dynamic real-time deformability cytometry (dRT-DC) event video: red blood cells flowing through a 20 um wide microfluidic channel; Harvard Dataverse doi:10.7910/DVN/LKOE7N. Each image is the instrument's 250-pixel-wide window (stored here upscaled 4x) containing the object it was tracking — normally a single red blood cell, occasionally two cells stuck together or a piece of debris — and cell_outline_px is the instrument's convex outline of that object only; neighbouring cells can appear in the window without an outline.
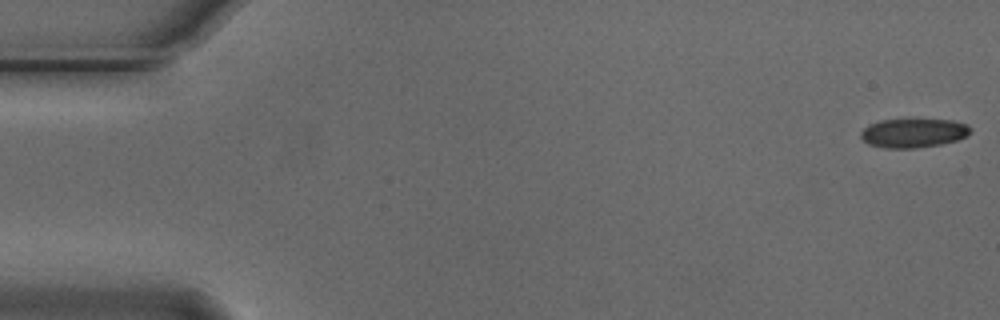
{"species": "Egyptian fruit bat (a non-hibernating species)", "species_latin": "Rousettus aegyptiacus", "temperature_condition": "cold", "stored_images_in_passage": 6, "camera_frame_rate_fps": 3000, "um_per_image_px": 0.085, "animal": {"sex": "male"}, "frame": {"image": 1, "passage_image": 1, "time_ms": 0.0, "image_size_px": [1000, 320], "cell_outline_px": [[972, 132], [968, 136], [956, 140], [940, 144], [916, 148], [884, 148], [868, 144], [860, 136], [860, 132], [868, 124], [880, 120], [908, 116], [952, 120], [968, 124], [972, 128]], "centroid_in_image_um": [77.66, 11.24], "position_along_channel_um": 7.3, "area_um2": 19.65}}
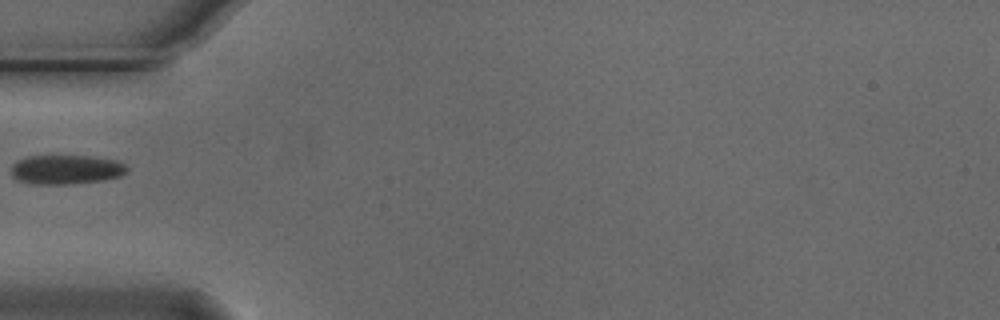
{"frame": {"image": 2, "passage_image": 5, "time_ms": 1.333, "image_size_px": [1000, 320], "cell_outline_px": [[128, 168], [120, 176], [100, 180], [64, 184], [32, 184], [16, 180], [12, 176], [12, 164], [16, 160], [28, 156], [88, 156], [116, 160], [124, 164]], "centroid_in_image_um": [5.55, 14.4], "position_along_channel_um": 79.4, "area_um2": 19.59}}
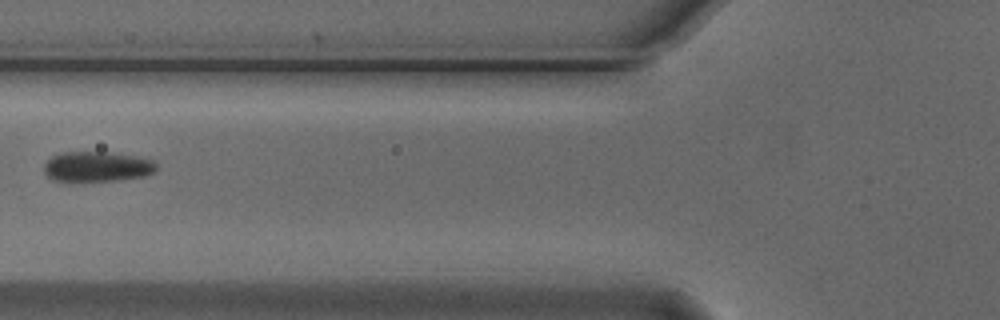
{"frame": {"image": 3, "passage_image": 6, "time_ms": 1.667, "image_size_px": [1000, 320], "cell_outline_px": [[156, 172], [144, 176], [116, 180], [52, 180], [44, 172], [44, 164], [52, 156], [60, 152], [108, 152], [136, 156], [152, 160], [156, 164]], "centroid_in_image_um": [8.26, 14.14], "position_along_channel_um": 117.5, "area_um2": 19.54}}